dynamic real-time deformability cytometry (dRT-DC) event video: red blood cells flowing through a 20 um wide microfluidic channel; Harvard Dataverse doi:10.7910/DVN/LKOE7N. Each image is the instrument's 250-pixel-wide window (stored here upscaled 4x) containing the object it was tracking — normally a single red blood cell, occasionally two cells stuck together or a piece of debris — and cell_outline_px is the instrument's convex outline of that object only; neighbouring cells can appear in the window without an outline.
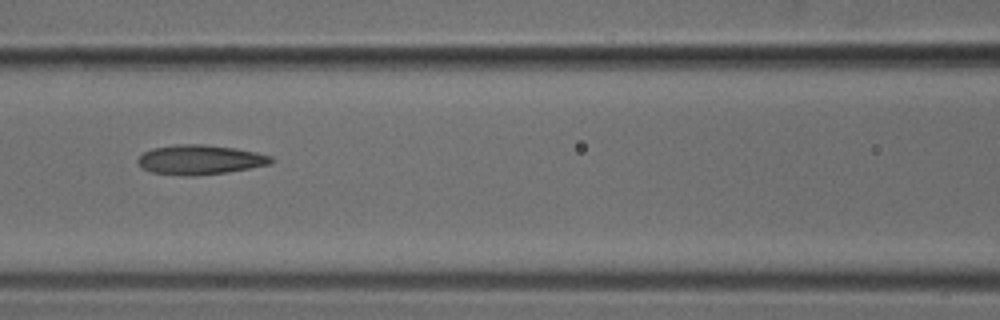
{"species": "common noctule bat (a hibernating species)", "species_latin": "Nyctalus noctula", "temperature_condition": "cold", "stored_images_in_passage": 6, "camera_frame_rate_fps": 3000, "um_per_image_px": 0.085, "animal": {"sex": "male", "body_mass_g": 18.8}, "frame": {"image": 1, "passage_image": 6, "time_ms": 1.667, "image_size_px": [1000, 320], "cell_outline_px": [[272, 164], [228, 172], [192, 176], [184, 176], [152, 172], [140, 168], [136, 160], [144, 152], [152, 148], [176, 144], [204, 144], [236, 148], [256, 152], [272, 156]], "centroid_in_image_um": [16.98, 13.57], "position_along_channel_um": 149.6, "area_um2": 23.18}}